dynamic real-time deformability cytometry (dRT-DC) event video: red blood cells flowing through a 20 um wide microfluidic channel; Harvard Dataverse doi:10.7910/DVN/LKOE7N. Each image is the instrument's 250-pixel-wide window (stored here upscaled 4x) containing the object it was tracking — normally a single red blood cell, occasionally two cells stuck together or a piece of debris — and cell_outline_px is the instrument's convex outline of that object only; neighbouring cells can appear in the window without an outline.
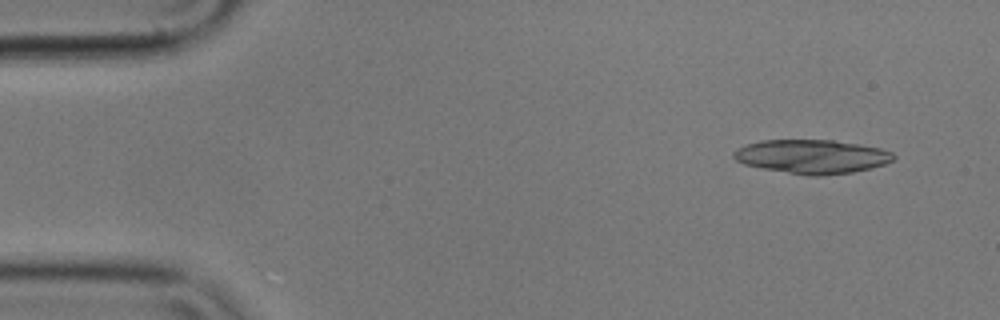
{"species": "common noctule bat (a hibernating species)", "species_latin": "Nyctalus noctula", "temperature_condition": "cold", "stored_images_in_passage": 9, "camera_frame_rate_fps": 3000, "um_per_image_px": 0.085, "animal": {"sex": "male", "body_mass_g": 17.9}, "frame": {"image": 1, "passage_image": 1, "time_ms": 0.0, "image_size_px": [1000, 320], "cell_outline_px": [[896, 156], [892, 160], [884, 164], [852, 172], [820, 176], [808, 176], [764, 168], [744, 164], [736, 160], [732, 156], [732, 152], [736, 148], [748, 144], [764, 140], [832, 140], [880, 148], [892, 152]], "centroid_in_image_um": [68.99, 13.31], "position_along_channel_um": 16.0, "area_um2": 31.27}}
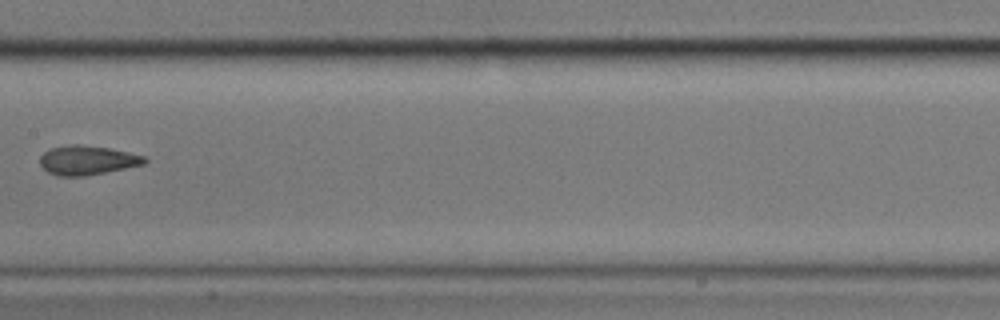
{"frame": {"image": 2, "passage_image": 7, "time_ms": 2.0, "image_size_px": [1000, 320], "cell_outline_px": [[148, 160], [144, 164], [84, 176], [56, 176], [48, 172], [40, 164], [40, 156], [44, 152], [52, 148], [68, 144], [76, 144], [108, 148], [128, 152], [144, 156]], "centroid_in_image_um": [7.39, 13.62], "position_along_channel_um": 200.0, "area_um2": 17.63}}
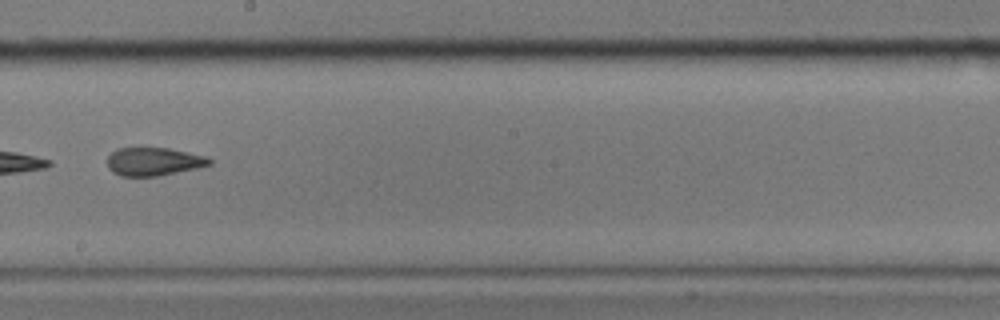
{"frame": {"image": 3, "passage_image": 8, "time_ms": 2.333, "image_size_px": [1000, 320], "cell_outline_px": [[212, 164], [196, 168], [156, 176], [120, 176], [112, 172], [108, 168], [108, 156], [116, 148], [168, 148], [188, 152], [204, 156], [212, 160]], "centroid_in_image_um": [13.03, 13.73], "position_along_channel_um": 235.2, "area_um2": 16.65}}